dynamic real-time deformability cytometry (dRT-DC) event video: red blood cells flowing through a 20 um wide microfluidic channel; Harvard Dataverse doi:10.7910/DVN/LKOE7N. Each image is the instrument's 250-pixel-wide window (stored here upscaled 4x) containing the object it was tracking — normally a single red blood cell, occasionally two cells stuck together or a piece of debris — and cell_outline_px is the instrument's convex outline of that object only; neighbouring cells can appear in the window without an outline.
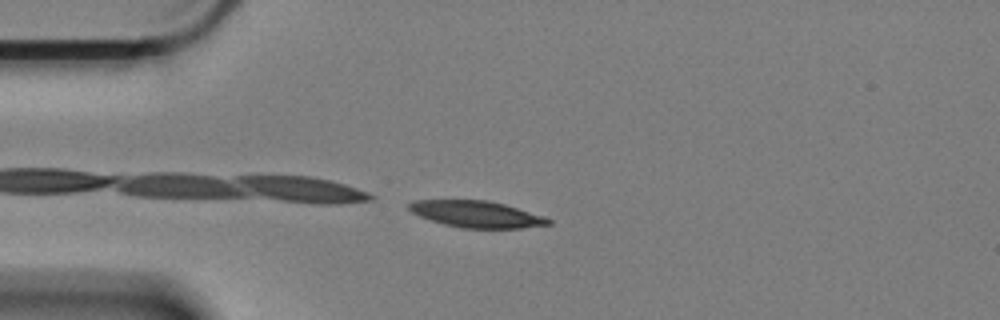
{"species": "Egyptian fruit bat (a non-hibernating species)", "species_latin": "Rousettus aegyptiacus", "temperature_condition": "cold", "stored_images_in_passage": 14, "camera_frame_rate_fps": 3000, "um_per_image_px": 0.085, "animal": {"sex": "female"}, "frame": {"image": 1, "passage_image": 14, "time_ms": 4.333, "image_size_px": [1000, 320], "cell_outline_px": [[552, 224], [520, 228], [460, 228], [444, 224], [420, 216], [412, 212], [408, 208], [408, 204], [416, 200], [484, 200], [504, 204], [544, 216], [552, 220]], "centroid_in_image_um": [40.52, 18.21], "position_along_channel_um": 44.5, "area_um2": 21.39}}